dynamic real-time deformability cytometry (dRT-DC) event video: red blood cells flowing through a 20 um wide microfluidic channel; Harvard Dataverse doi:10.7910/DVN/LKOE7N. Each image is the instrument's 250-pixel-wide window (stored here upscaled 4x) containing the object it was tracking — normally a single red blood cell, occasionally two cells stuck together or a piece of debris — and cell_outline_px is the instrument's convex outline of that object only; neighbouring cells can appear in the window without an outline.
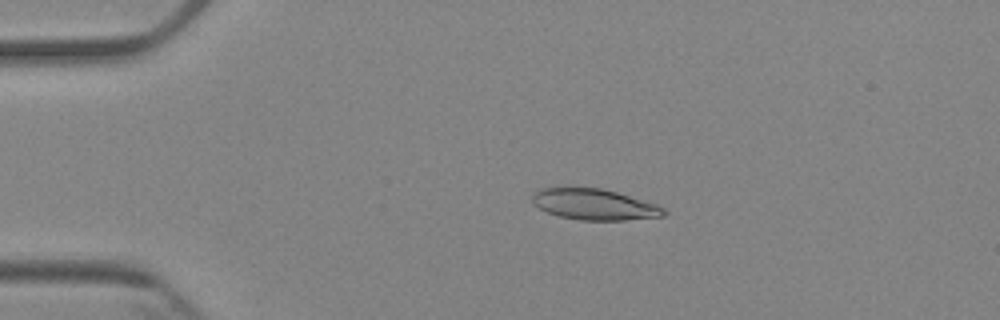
{"species": "Egyptian fruit bat (a non-hibernating species)", "species_latin": "Rousettus aegyptiacus", "temperature_condition": "cold", "stored_images_in_passage": 7, "camera_frame_rate_fps": 3000, "um_per_image_px": 0.085, "animal": {"sex": "female"}, "frame": {"image": 1, "passage_image": 4, "time_ms": 3.333, "image_size_px": [1000, 320], "cell_outline_px": [[668, 212], [664, 216], [624, 220], [580, 220], [560, 216], [548, 212], [532, 204], [532, 192], [540, 188], [572, 184], [600, 188], [616, 192], [656, 204], [664, 208]], "centroid_in_image_um": [50.43, 17.32], "position_along_channel_um": 34.6, "area_um2": 24.45}}
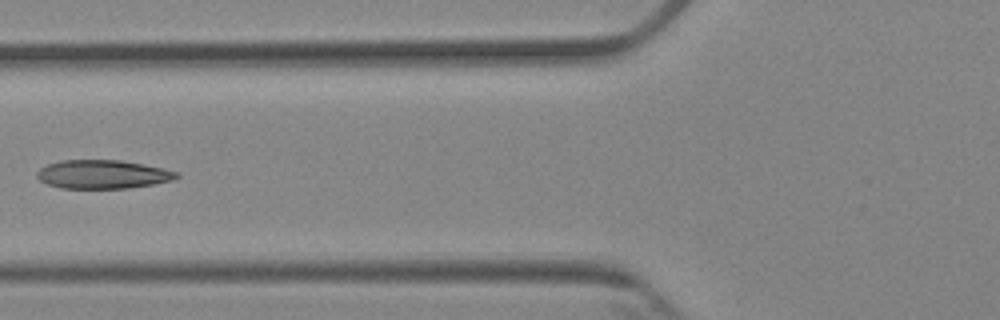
{"frame": {"image": 2, "passage_image": 6, "time_ms": 6.667, "image_size_px": [1000, 320], "cell_outline_px": [[180, 176], [172, 180], [152, 184], [128, 188], [60, 188], [48, 184], [40, 180], [36, 176], [36, 172], [40, 168], [48, 164], [60, 160], [120, 160], [144, 164], [164, 168], [180, 172]], "centroid_in_image_um": [8.74, 14.81], "position_along_channel_um": 117.1, "area_um2": 23.35}}
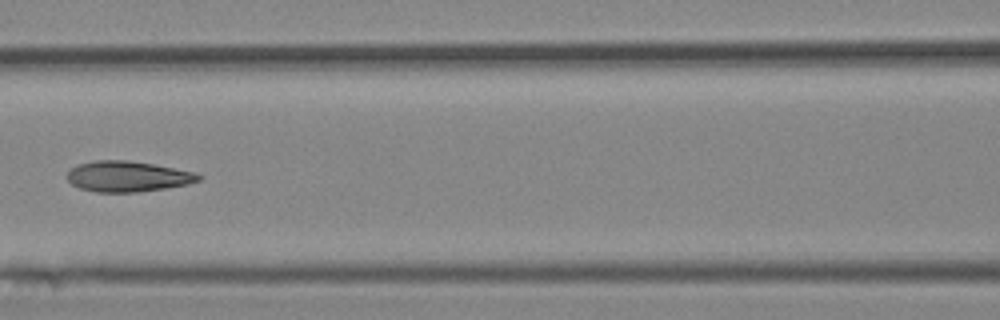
{"frame": {"image": 3, "passage_image": 7, "time_ms": 7.667, "image_size_px": [1000, 320], "cell_outline_px": [[204, 176], [200, 180], [188, 184], [140, 192], [96, 192], [80, 188], [72, 184], [64, 176], [72, 168], [80, 164], [96, 160], [128, 160], [152, 164], [196, 172]], "centroid_in_image_um": [10.86, 15.0], "position_along_channel_um": 155.7, "area_um2": 23.47}}